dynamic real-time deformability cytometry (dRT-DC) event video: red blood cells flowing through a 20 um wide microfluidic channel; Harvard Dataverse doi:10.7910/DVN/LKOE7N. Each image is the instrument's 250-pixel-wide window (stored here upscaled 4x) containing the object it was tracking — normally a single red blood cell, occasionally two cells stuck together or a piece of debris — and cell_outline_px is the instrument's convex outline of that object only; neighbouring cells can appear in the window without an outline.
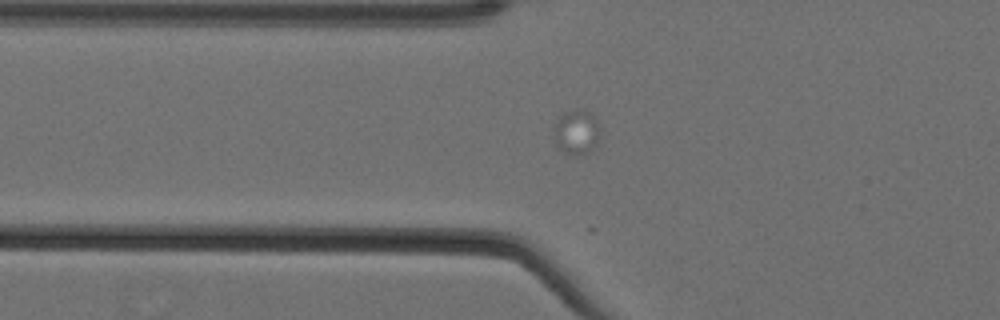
{"species": "Egyptian fruit bat (a non-hibernating species)", "species_latin": "Rousettus aegyptiacus", "temperature_condition": "cold", "stored_images_in_passage": 6, "camera_frame_rate_fps": 3000, "um_per_image_px": 0.085, "animal": {"sex": "female"}, "frame": {"image": 1, "passage_image": 2, "time_ms": 0.333, "image_size_px": [1000, 320], "cell_outline_px": [[600, 140], [592, 152], [580, 156], [576, 156], [560, 152], [556, 144], [556, 120], [564, 112], [576, 108], [580, 108], [588, 112], [596, 120], [600, 128]], "centroid_in_image_um": [49.05, 11.27], "position_along_channel_um": 76.7, "area_um2": 12.37}}
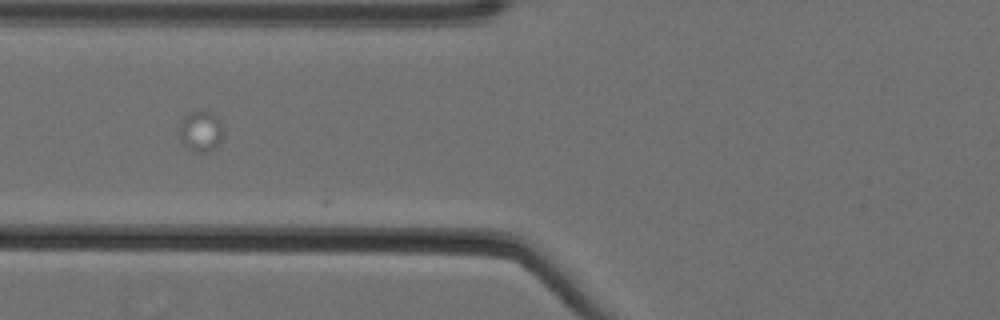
{"frame": {"image": 2, "passage_image": 5, "time_ms": 1.333, "image_size_px": [1000, 320], "cell_outline_px": [[224, 136], [220, 144], [216, 148], [208, 152], [192, 152], [184, 144], [180, 136], [180, 120], [188, 112], [204, 108], [208, 108], [216, 112], [220, 116], [224, 128]], "centroid_in_image_um": [17.15, 11.08], "position_along_channel_um": 108.6, "area_um2": 11.39}}